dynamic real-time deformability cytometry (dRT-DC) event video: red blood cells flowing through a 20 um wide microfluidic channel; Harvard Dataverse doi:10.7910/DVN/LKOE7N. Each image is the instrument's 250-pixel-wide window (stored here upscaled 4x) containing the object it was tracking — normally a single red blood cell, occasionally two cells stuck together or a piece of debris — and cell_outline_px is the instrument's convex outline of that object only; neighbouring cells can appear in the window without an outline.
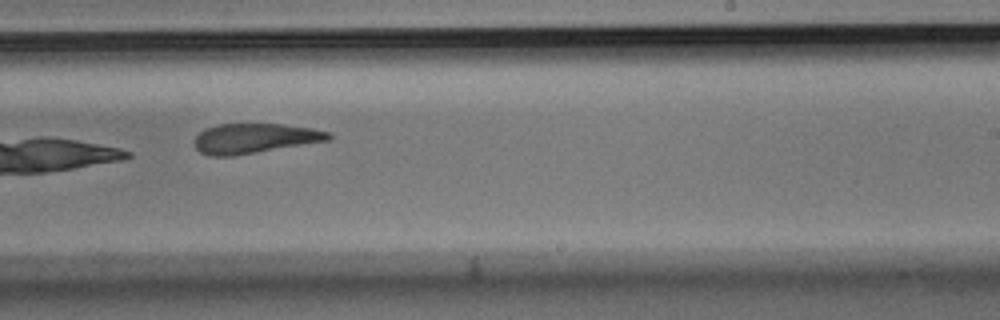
{"species": "Egyptian fruit bat (a non-hibernating species)", "species_latin": "Rousettus aegyptiacus", "temperature_condition": "room temperature", "stored_images_in_passage": 10, "camera_frame_rate_fps": 3000, "um_per_image_px": 0.085, "animal": {"sex": "male"}, "frame": {"image": 1, "passage_image": 10, "time_ms": 3.0, "image_size_px": [1000, 320], "cell_outline_px": [[332, 140], [236, 156], [208, 156], [200, 152], [196, 148], [196, 136], [204, 128], [216, 124], [280, 124], [312, 128], [332, 132]], "centroid_in_image_um": [21.68, 11.77], "position_along_channel_um": 267.3, "area_um2": 23.64}}